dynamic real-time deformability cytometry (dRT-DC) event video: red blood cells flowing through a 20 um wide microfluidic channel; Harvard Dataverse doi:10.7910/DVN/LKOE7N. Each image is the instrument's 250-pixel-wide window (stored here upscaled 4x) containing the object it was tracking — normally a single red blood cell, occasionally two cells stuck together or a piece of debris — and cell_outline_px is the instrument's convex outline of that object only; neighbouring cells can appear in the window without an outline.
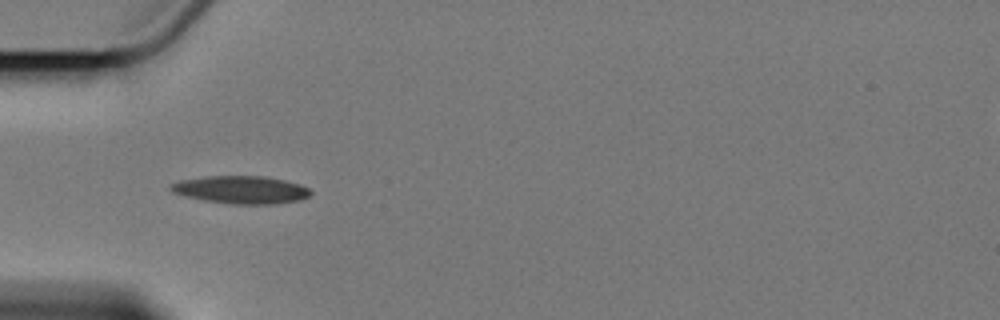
{"species": "Egyptian fruit bat (a non-hibernating species)", "species_latin": "Rousettus aegyptiacus", "temperature_condition": "cold", "stored_images_in_passage": 5, "camera_frame_rate_fps": 3000, "um_per_image_px": 0.085, "animal": {"sex": "female"}, "frame": {"image": 1, "passage_image": 1, "time_ms": 0.0, "image_size_px": [1000, 320], "cell_outline_px": [[312, 192], [308, 196], [300, 200], [276, 204], [232, 204], [204, 200], [184, 196], [172, 192], [168, 188], [168, 184], [180, 180], [204, 176], [268, 176], [300, 184], [308, 188]], "centroid_in_image_um": [20.46, 16.12], "position_along_channel_um": 64.5, "area_um2": 22.83}}
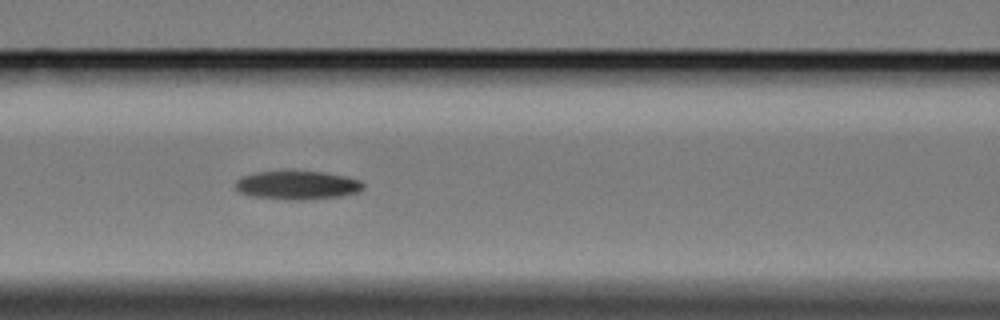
{"frame": {"image": 2, "passage_image": 3, "time_ms": 2.333, "image_size_px": [1000, 320], "cell_outline_px": [[364, 188], [360, 192], [340, 196], [300, 200], [288, 200], [248, 196], [236, 192], [232, 184], [240, 176], [256, 172], [320, 172], [348, 176], [360, 180], [364, 184]], "centroid_in_image_um": [25.21, 15.75], "position_along_channel_um": 141.4, "area_um2": 21.62}}
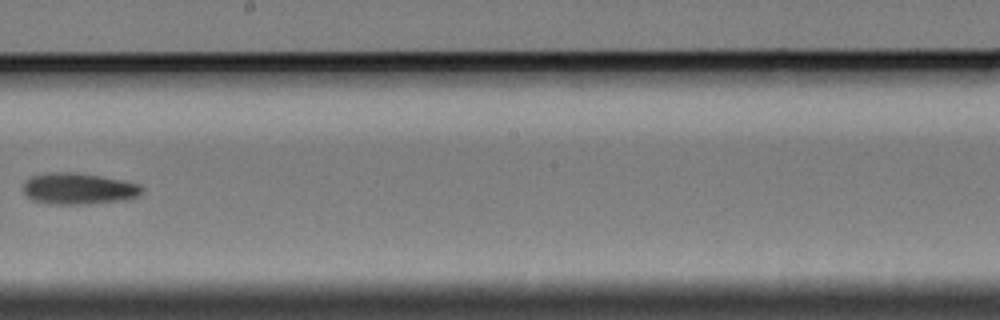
{"frame": {"image": 3, "passage_image": 5, "time_ms": 5.333, "image_size_px": [1000, 320], "cell_outline_px": [[144, 188], [136, 196], [128, 200], [84, 204], [48, 204], [32, 200], [24, 192], [24, 180], [28, 176], [48, 172], [76, 172], [124, 180], [140, 184]], "centroid_in_image_um": [6.65, 16.03], "position_along_channel_um": 241.5, "area_um2": 21.96}}